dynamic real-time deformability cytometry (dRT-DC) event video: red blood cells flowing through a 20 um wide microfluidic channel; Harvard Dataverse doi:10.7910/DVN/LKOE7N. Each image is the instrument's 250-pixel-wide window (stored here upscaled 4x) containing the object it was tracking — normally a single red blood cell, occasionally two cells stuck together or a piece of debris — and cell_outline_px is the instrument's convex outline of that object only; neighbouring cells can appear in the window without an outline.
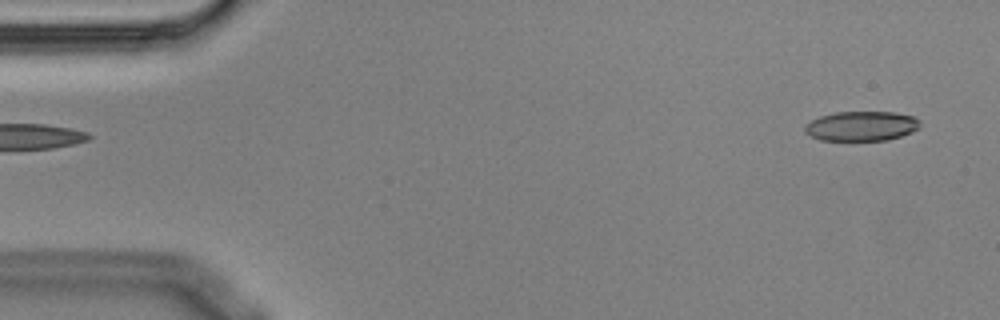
{"species": "Egyptian fruit bat (a non-hibernating species)", "species_latin": "Rousettus aegyptiacus", "temperature_condition": "cold", "stored_images_in_passage": 3, "segment_of_instrument_passage": [2, 2], "camera_frame_rate_fps": 3000, "um_per_image_px": 0.085, "animal": {"sex": "male"}, "frame": {"image": 1, "passage_image": 3, "time_ms": 0.667, "image_size_px": [1000, 320], "cell_outline_px": [[920, 128], [912, 132], [888, 140], [820, 140], [804, 132], [804, 124], [820, 116], [836, 112], [892, 112], [912, 116], [920, 120]], "centroid_in_image_um": [73.22, 10.71], "position_along_channel_um": 11.8, "area_um2": 19.94}}